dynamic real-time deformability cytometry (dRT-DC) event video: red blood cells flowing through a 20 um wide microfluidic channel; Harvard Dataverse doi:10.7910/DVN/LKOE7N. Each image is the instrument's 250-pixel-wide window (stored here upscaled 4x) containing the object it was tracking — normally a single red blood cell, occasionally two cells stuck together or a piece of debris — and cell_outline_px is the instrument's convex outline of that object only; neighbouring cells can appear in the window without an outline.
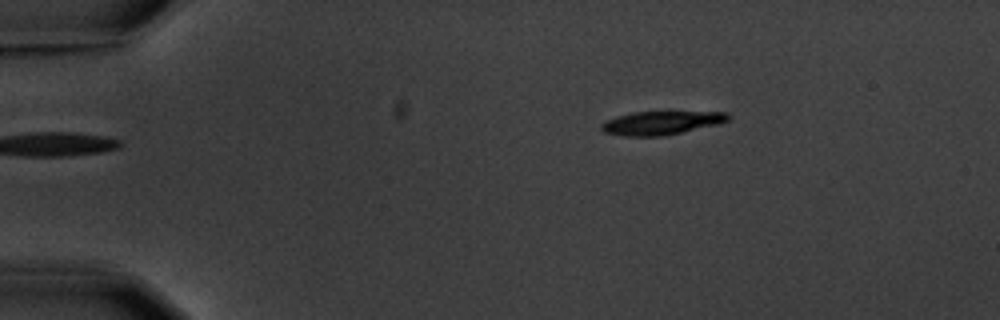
{"species": "common noctule bat (a hibernating species)", "species_latin": "Nyctalus noctula", "temperature_condition": "warm", "stored_images_in_passage": 2, "camera_frame_rate_fps": 3000, "um_per_image_px": 0.085, "animal": {"sex": "male", "body_mass_g": 20.1, "forearm_length_mm": 53.5}, "frame": {"image": 1, "passage_image": 2, "time_ms": 1.333, "image_size_px": [1000, 320], "cell_outline_px": [[732, 116], [728, 120], [720, 124], [660, 136], [624, 136], [604, 132], [600, 128], [600, 124], [608, 120], [620, 116], [636, 112], [728, 112]], "centroid_in_image_um": [56.25, 10.44], "position_along_channel_um": 28.8, "area_um2": 17.11}}